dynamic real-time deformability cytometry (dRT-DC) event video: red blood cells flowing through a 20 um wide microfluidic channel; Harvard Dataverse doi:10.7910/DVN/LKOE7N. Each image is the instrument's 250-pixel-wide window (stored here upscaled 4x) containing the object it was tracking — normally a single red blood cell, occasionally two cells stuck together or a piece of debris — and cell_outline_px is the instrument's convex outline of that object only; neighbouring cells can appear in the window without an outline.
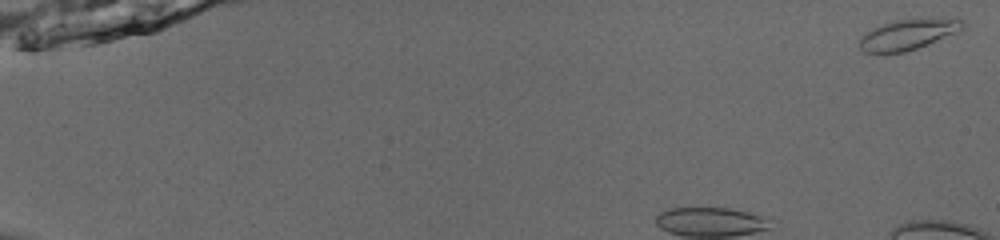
{"species": "common noctule bat (a hibernating species)", "species_latin": "Nyctalus noctula", "temperature_condition": "room temperature", "stored_images_in_passage": 47, "camera_frame_rate_fps": 3000, "um_per_image_px": 0.085, "animal": {"sex": "male", "body_mass_g": 13.0, "forearm_length_mm": 53.1}, "frame": {"image": 1, "passage_image": 1, "time_ms": 0.0, "image_size_px": [1000, 240], "cell_outline_px": [[964, 28], [916, 48], [904, 52], [884, 56], [864, 52], [856, 44], [872, 28], [880, 24], [896, 20], [920, 16], [956, 16], [964, 20]], "centroid_in_image_um": [77.19, 2.89], "position_along_channel_um": 7.8, "area_um2": 19.36}}
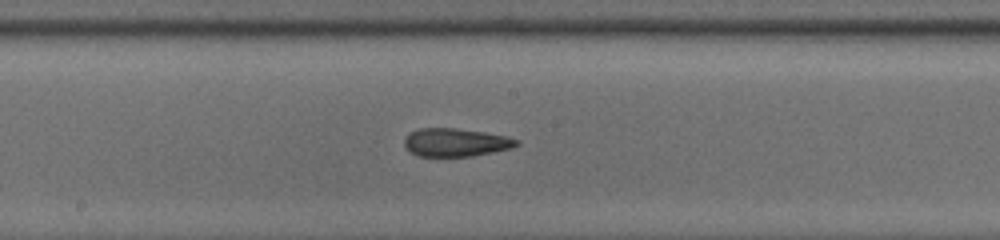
{"frame": {"image": 2, "passage_image": 23, "time_ms": 7.333, "image_size_px": [1000, 240], "cell_outline_px": [[520, 144], [512, 148], [472, 156], [416, 156], [404, 144], [404, 140], [408, 132], [420, 128], [452, 128], [484, 132], [508, 136], [520, 140]], "centroid_in_image_um": [38.76, 12.1], "position_along_channel_um": 209.4, "area_um2": 18.44}}
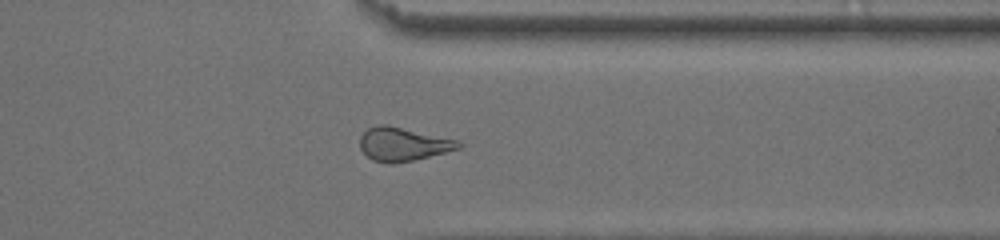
{"frame": {"image": 3, "passage_image": 36, "time_ms": 11.667, "image_size_px": [1000, 240], "cell_outline_px": [[464, 144], [460, 148], [412, 160], [392, 164], [388, 164], [372, 160], [360, 148], [360, 136], [368, 128], [380, 124], [388, 124], [456, 140]], "centroid_in_image_um": [34.22, 12.25], "position_along_channel_um": 377.2, "area_um2": 19.07}, "authors_computed_cell_mechanics": {"area_um2": 18.9584, "velocity_mm_per_s": 3.8773, "shape_relaxation_time_tau1_ms": null, "shape_relaxation_time_tau2_ms": 1.8652, "deformation_change_tau1": null, "deformation_change_tau2": 0.0716}}